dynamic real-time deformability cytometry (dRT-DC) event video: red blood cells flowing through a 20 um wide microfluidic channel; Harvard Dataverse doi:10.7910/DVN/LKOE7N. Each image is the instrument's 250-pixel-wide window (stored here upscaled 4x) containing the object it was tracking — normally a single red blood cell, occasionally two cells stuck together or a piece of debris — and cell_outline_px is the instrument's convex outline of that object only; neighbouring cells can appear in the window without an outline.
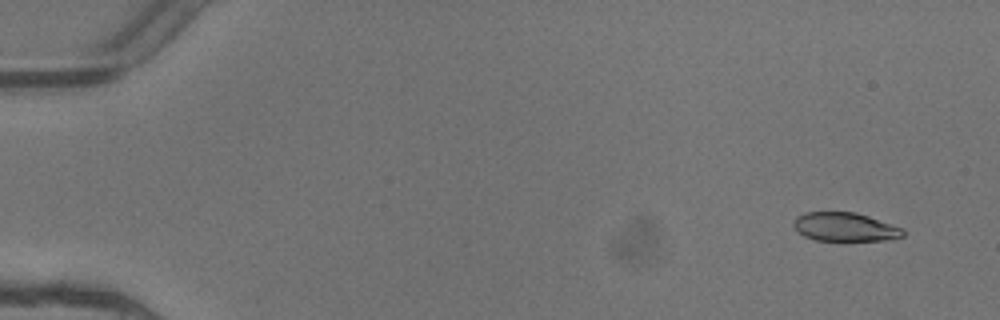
{"species": "common noctule bat (a hibernating species)", "species_latin": "Nyctalus noctula", "temperature_condition": "warm", "stored_images_in_passage": 6, "camera_frame_rate_fps": 3000, "um_per_image_px": 0.085, "animal": {"sex": "female"}, "frame": {"image": 1, "passage_image": 1, "time_ms": 0.0, "image_size_px": [1000, 320], "cell_outline_px": [[904, 236], [888, 240], [816, 240], [804, 236], [792, 224], [796, 216], [804, 212], [856, 212], [904, 228]], "centroid_in_image_um": [71.83, 19.28], "position_along_channel_um": 13.2, "area_um2": 18.26}}
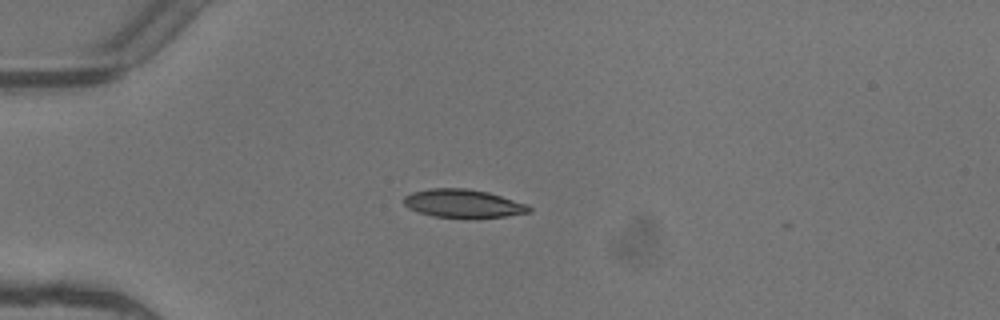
{"frame": {"image": 2, "passage_image": 4, "time_ms": 1.0, "image_size_px": [1000, 320], "cell_outline_px": [[532, 212], [476, 220], [432, 216], [416, 212], [408, 208], [404, 204], [404, 196], [412, 192], [428, 188], [468, 188], [488, 192], [528, 204], [532, 208]], "centroid_in_image_um": [39.38, 17.32], "position_along_channel_um": 45.6, "area_um2": 21.39}}
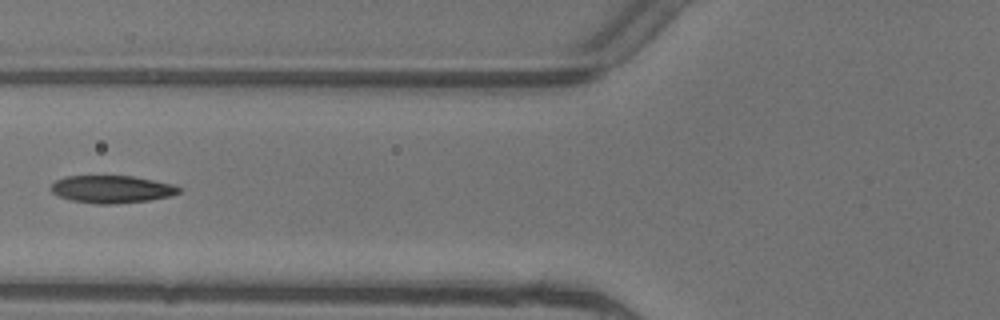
{"frame": {"image": 3, "passage_image": 6, "time_ms": 1.667, "image_size_px": [1000, 320], "cell_outline_px": [[180, 192], [168, 196], [148, 200], [116, 204], [96, 204], [72, 200], [60, 196], [52, 192], [48, 188], [56, 180], [64, 176], [132, 176], [172, 184], [180, 188]], "centroid_in_image_um": [9.45, 16.08], "position_along_channel_um": 116.4, "area_um2": 20.35}}